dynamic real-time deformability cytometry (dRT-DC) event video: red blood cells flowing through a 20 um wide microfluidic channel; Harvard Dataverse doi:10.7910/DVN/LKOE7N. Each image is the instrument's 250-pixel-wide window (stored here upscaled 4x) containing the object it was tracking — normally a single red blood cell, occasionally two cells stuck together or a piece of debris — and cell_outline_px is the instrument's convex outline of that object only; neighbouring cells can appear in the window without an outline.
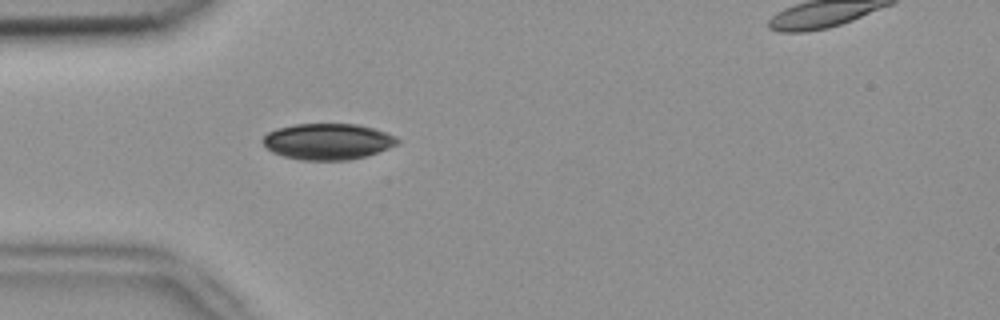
{"species": "common noctule bat (a hibernating species)", "species_latin": "Nyctalus noctula", "temperature_condition": "room temperature", "stored_images_in_passage": 4, "segment_of_instrument_passage": [1, 2], "camera_frame_rate_fps": 3000, "um_per_image_px": 0.085, "animal": {"sex": "female", "body_mass_g": 18.4}, "frame": {"image": 1, "passage_image": 3, "time_ms": 0.667, "image_size_px": [1000, 320], "cell_outline_px": [[400, 144], [364, 156], [348, 160], [300, 160], [284, 156], [272, 152], [260, 140], [268, 132], [276, 128], [296, 124], [356, 124], [372, 128], [396, 136], [400, 140]], "centroid_in_image_um": [27.84, 12.02], "position_along_channel_um": 57.2, "area_um2": 28.26}}